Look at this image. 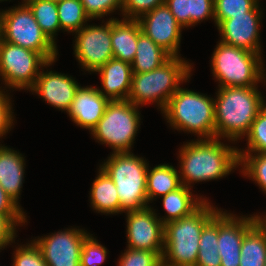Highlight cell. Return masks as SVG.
I'll use <instances>...</instances> for the list:
<instances>
[{"mask_svg":"<svg viewBox=\"0 0 266 266\" xmlns=\"http://www.w3.org/2000/svg\"><path fill=\"white\" fill-rule=\"evenodd\" d=\"M89 234L81 229H66L33 240L47 266H80L83 241Z\"/></svg>","mask_w":266,"mask_h":266,"instance_id":"cell-12","label":"cell"},{"mask_svg":"<svg viewBox=\"0 0 266 266\" xmlns=\"http://www.w3.org/2000/svg\"><path fill=\"white\" fill-rule=\"evenodd\" d=\"M190 26L212 17L214 19V0H189Z\"/></svg>","mask_w":266,"mask_h":266,"instance_id":"cell-39","label":"cell"},{"mask_svg":"<svg viewBox=\"0 0 266 266\" xmlns=\"http://www.w3.org/2000/svg\"><path fill=\"white\" fill-rule=\"evenodd\" d=\"M90 194L91 205L96 211L104 214L122 212L116 185L101 167Z\"/></svg>","mask_w":266,"mask_h":266,"instance_id":"cell-22","label":"cell"},{"mask_svg":"<svg viewBox=\"0 0 266 266\" xmlns=\"http://www.w3.org/2000/svg\"><path fill=\"white\" fill-rule=\"evenodd\" d=\"M195 266H221L218 253V212L202 229Z\"/></svg>","mask_w":266,"mask_h":266,"instance_id":"cell-27","label":"cell"},{"mask_svg":"<svg viewBox=\"0 0 266 266\" xmlns=\"http://www.w3.org/2000/svg\"><path fill=\"white\" fill-rule=\"evenodd\" d=\"M239 266H265L266 228L258 220L244 235Z\"/></svg>","mask_w":266,"mask_h":266,"instance_id":"cell-24","label":"cell"},{"mask_svg":"<svg viewBox=\"0 0 266 266\" xmlns=\"http://www.w3.org/2000/svg\"><path fill=\"white\" fill-rule=\"evenodd\" d=\"M258 221L257 215L234 217L218 211V253L221 266H239L240 249L245 233Z\"/></svg>","mask_w":266,"mask_h":266,"instance_id":"cell-14","label":"cell"},{"mask_svg":"<svg viewBox=\"0 0 266 266\" xmlns=\"http://www.w3.org/2000/svg\"><path fill=\"white\" fill-rule=\"evenodd\" d=\"M257 217H258V220L264 225V227L266 228V216L264 217V218H262V217H260V216H258L257 215Z\"/></svg>","mask_w":266,"mask_h":266,"instance_id":"cell-43","label":"cell"},{"mask_svg":"<svg viewBox=\"0 0 266 266\" xmlns=\"http://www.w3.org/2000/svg\"><path fill=\"white\" fill-rule=\"evenodd\" d=\"M13 266H47L38 246L32 241L29 245L17 248Z\"/></svg>","mask_w":266,"mask_h":266,"instance_id":"cell-35","label":"cell"},{"mask_svg":"<svg viewBox=\"0 0 266 266\" xmlns=\"http://www.w3.org/2000/svg\"><path fill=\"white\" fill-rule=\"evenodd\" d=\"M172 56L159 47L143 32L138 35L135 58L131 63L133 73L150 72L168 61Z\"/></svg>","mask_w":266,"mask_h":266,"instance_id":"cell-25","label":"cell"},{"mask_svg":"<svg viewBox=\"0 0 266 266\" xmlns=\"http://www.w3.org/2000/svg\"><path fill=\"white\" fill-rule=\"evenodd\" d=\"M79 88L77 81L68 75L42 71L30 90L51 106L68 113Z\"/></svg>","mask_w":266,"mask_h":266,"instance_id":"cell-17","label":"cell"},{"mask_svg":"<svg viewBox=\"0 0 266 266\" xmlns=\"http://www.w3.org/2000/svg\"><path fill=\"white\" fill-rule=\"evenodd\" d=\"M165 4V0H123L122 13L124 19L138 20L141 15Z\"/></svg>","mask_w":266,"mask_h":266,"instance_id":"cell-36","label":"cell"},{"mask_svg":"<svg viewBox=\"0 0 266 266\" xmlns=\"http://www.w3.org/2000/svg\"><path fill=\"white\" fill-rule=\"evenodd\" d=\"M96 72L101 76L99 92L109 101L128 100L132 82V66L128 62L112 58Z\"/></svg>","mask_w":266,"mask_h":266,"instance_id":"cell-19","label":"cell"},{"mask_svg":"<svg viewBox=\"0 0 266 266\" xmlns=\"http://www.w3.org/2000/svg\"><path fill=\"white\" fill-rule=\"evenodd\" d=\"M138 112L129 100L109 101L91 134L98 142L111 146L114 153L130 152L139 128Z\"/></svg>","mask_w":266,"mask_h":266,"instance_id":"cell-9","label":"cell"},{"mask_svg":"<svg viewBox=\"0 0 266 266\" xmlns=\"http://www.w3.org/2000/svg\"><path fill=\"white\" fill-rule=\"evenodd\" d=\"M90 19L101 18L118 8L122 10L123 0H80Z\"/></svg>","mask_w":266,"mask_h":266,"instance_id":"cell-37","label":"cell"},{"mask_svg":"<svg viewBox=\"0 0 266 266\" xmlns=\"http://www.w3.org/2000/svg\"><path fill=\"white\" fill-rule=\"evenodd\" d=\"M180 173L168 164H160L147 170L146 194L148 202L157 196H163L182 186Z\"/></svg>","mask_w":266,"mask_h":266,"instance_id":"cell-26","label":"cell"},{"mask_svg":"<svg viewBox=\"0 0 266 266\" xmlns=\"http://www.w3.org/2000/svg\"><path fill=\"white\" fill-rule=\"evenodd\" d=\"M255 155V156H254ZM238 153L243 175L252 178L266 192V154Z\"/></svg>","mask_w":266,"mask_h":266,"instance_id":"cell-31","label":"cell"},{"mask_svg":"<svg viewBox=\"0 0 266 266\" xmlns=\"http://www.w3.org/2000/svg\"><path fill=\"white\" fill-rule=\"evenodd\" d=\"M258 2L259 0H214V22L218 25L233 16L244 15Z\"/></svg>","mask_w":266,"mask_h":266,"instance_id":"cell-32","label":"cell"},{"mask_svg":"<svg viewBox=\"0 0 266 266\" xmlns=\"http://www.w3.org/2000/svg\"><path fill=\"white\" fill-rule=\"evenodd\" d=\"M49 1L59 2V1H62V0H49Z\"/></svg>","mask_w":266,"mask_h":266,"instance_id":"cell-44","label":"cell"},{"mask_svg":"<svg viewBox=\"0 0 266 266\" xmlns=\"http://www.w3.org/2000/svg\"><path fill=\"white\" fill-rule=\"evenodd\" d=\"M163 113L172 127L215 138L214 99L181 87L170 98Z\"/></svg>","mask_w":266,"mask_h":266,"instance_id":"cell-6","label":"cell"},{"mask_svg":"<svg viewBox=\"0 0 266 266\" xmlns=\"http://www.w3.org/2000/svg\"><path fill=\"white\" fill-rule=\"evenodd\" d=\"M191 65L180 56H172L160 67L145 73H133L128 100L135 106L157 102L161 111L180 88L179 84L190 77Z\"/></svg>","mask_w":266,"mask_h":266,"instance_id":"cell-4","label":"cell"},{"mask_svg":"<svg viewBox=\"0 0 266 266\" xmlns=\"http://www.w3.org/2000/svg\"><path fill=\"white\" fill-rule=\"evenodd\" d=\"M165 4L182 28L190 26L189 0H165Z\"/></svg>","mask_w":266,"mask_h":266,"instance_id":"cell-40","label":"cell"},{"mask_svg":"<svg viewBox=\"0 0 266 266\" xmlns=\"http://www.w3.org/2000/svg\"><path fill=\"white\" fill-rule=\"evenodd\" d=\"M35 20L48 39L55 44V34L61 30L57 12V2L49 0H24Z\"/></svg>","mask_w":266,"mask_h":266,"instance_id":"cell-28","label":"cell"},{"mask_svg":"<svg viewBox=\"0 0 266 266\" xmlns=\"http://www.w3.org/2000/svg\"><path fill=\"white\" fill-rule=\"evenodd\" d=\"M142 32L138 20L111 18L113 58L132 63L137 50L138 35Z\"/></svg>","mask_w":266,"mask_h":266,"instance_id":"cell-20","label":"cell"},{"mask_svg":"<svg viewBox=\"0 0 266 266\" xmlns=\"http://www.w3.org/2000/svg\"><path fill=\"white\" fill-rule=\"evenodd\" d=\"M40 53L0 39V76L10 88L31 89L40 67L50 66Z\"/></svg>","mask_w":266,"mask_h":266,"instance_id":"cell-10","label":"cell"},{"mask_svg":"<svg viewBox=\"0 0 266 266\" xmlns=\"http://www.w3.org/2000/svg\"><path fill=\"white\" fill-rule=\"evenodd\" d=\"M76 33L74 54L83 69L96 72L113 58L111 19L103 26H83Z\"/></svg>","mask_w":266,"mask_h":266,"instance_id":"cell-11","label":"cell"},{"mask_svg":"<svg viewBox=\"0 0 266 266\" xmlns=\"http://www.w3.org/2000/svg\"><path fill=\"white\" fill-rule=\"evenodd\" d=\"M142 32L171 56H179L181 29L166 4L138 19Z\"/></svg>","mask_w":266,"mask_h":266,"instance_id":"cell-16","label":"cell"},{"mask_svg":"<svg viewBox=\"0 0 266 266\" xmlns=\"http://www.w3.org/2000/svg\"><path fill=\"white\" fill-rule=\"evenodd\" d=\"M16 225L5 215L0 213V245L4 248L15 238Z\"/></svg>","mask_w":266,"mask_h":266,"instance_id":"cell-42","label":"cell"},{"mask_svg":"<svg viewBox=\"0 0 266 266\" xmlns=\"http://www.w3.org/2000/svg\"><path fill=\"white\" fill-rule=\"evenodd\" d=\"M219 140L200 137V140L187 142L181 147L179 173L182 174V185L190 188L192 182L220 179L240 165L238 148L225 146Z\"/></svg>","mask_w":266,"mask_h":266,"instance_id":"cell-1","label":"cell"},{"mask_svg":"<svg viewBox=\"0 0 266 266\" xmlns=\"http://www.w3.org/2000/svg\"><path fill=\"white\" fill-rule=\"evenodd\" d=\"M21 209L0 185V213L5 214L15 225H18L26 221V216Z\"/></svg>","mask_w":266,"mask_h":266,"instance_id":"cell-38","label":"cell"},{"mask_svg":"<svg viewBox=\"0 0 266 266\" xmlns=\"http://www.w3.org/2000/svg\"><path fill=\"white\" fill-rule=\"evenodd\" d=\"M260 55L220 41L211 61L219 87H255L265 79Z\"/></svg>","mask_w":266,"mask_h":266,"instance_id":"cell-7","label":"cell"},{"mask_svg":"<svg viewBox=\"0 0 266 266\" xmlns=\"http://www.w3.org/2000/svg\"><path fill=\"white\" fill-rule=\"evenodd\" d=\"M262 11L259 2L244 15L233 16L221 21L217 27L222 43L261 54L259 27Z\"/></svg>","mask_w":266,"mask_h":266,"instance_id":"cell-15","label":"cell"},{"mask_svg":"<svg viewBox=\"0 0 266 266\" xmlns=\"http://www.w3.org/2000/svg\"><path fill=\"white\" fill-rule=\"evenodd\" d=\"M219 210L207 200L190 216L164 225V266H195L204 226Z\"/></svg>","mask_w":266,"mask_h":266,"instance_id":"cell-3","label":"cell"},{"mask_svg":"<svg viewBox=\"0 0 266 266\" xmlns=\"http://www.w3.org/2000/svg\"><path fill=\"white\" fill-rule=\"evenodd\" d=\"M151 207L127 212L128 248L164 251V224Z\"/></svg>","mask_w":266,"mask_h":266,"instance_id":"cell-13","label":"cell"},{"mask_svg":"<svg viewBox=\"0 0 266 266\" xmlns=\"http://www.w3.org/2000/svg\"><path fill=\"white\" fill-rule=\"evenodd\" d=\"M147 162L132 152L113 153L100 166L113 180L122 212L148 207L146 194Z\"/></svg>","mask_w":266,"mask_h":266,"instance_id":"cell-5","label":"cell"},{"mask_svg":"<svg viewBox=\"0 0 266 266\" xmlns=\"http://www.w3.org/2000/svg\"><path fill=\"white\" fill-rule=\"evenodd\" d=\"M24 165L22 154L0 145V185L17 204L23 184Z\"/></svg>","mask_w":266,"mask_h":266,"instance_id":"cell-21","label":"cell"},{"mask_svg":"<svg viewBox=\"0 0 266 266\" xmlns=\"http://www.w3.org/2000/svg\"><path fill=\"white\" fill-rule=\"evenodd\" d=\"M107 256V250L90 234L82 245L80 266H100Z\"/></svg>","mask_w":266,"mask_h":266,"instance_id":"cell-34","label":"cell"},{"mask_svg":"<svg viewBox=\"0 0 266 266\" xmlns=\"http://www.w3.org/2000/svg\"><path fill=\"white\" fill-rule=\"evenodd\" d=\"M163 252L128 248L120 257L119 266H162Z\"/></svg>","mask_w":266,"mask_h":266,"instance_id":"cell-33","label":"cell"},{"mask_svg":"<svg viewBox=\"0 0 266 266\" xmlns=\"http://www.w3.org/2000/svg\"><path fill=\"white\" fill-rule=\"evenodd\" d=\"M246 135L248 150H238V153L266 154V104L259 111Z\"/></svg>","mask_w":266,"mask_h":266,"instance_id":"cell-30","label":"cell"},{"mask_svg":"<svg viewBox=\"0 0 266 266\" xmlns=\"http://www.w3.org/2000/svg\"><path fill=\"white\" fill-rule=\"evenodd\" d=\"M5 92L0 91V137L5 135L13 125V115L10 99Z\"/></svg>","mask_w":266,"mask_h":266,"instance_id":"cell-41","label":"cell"},{"mask_svg":"<svg viewBox=\"0 0 266 266\" xmlns=\"http://www.w3.org/2000/svg\"><path fill=\"white\" fill-rule=\"evenodd\" d=\"M193 198L190 188L185 185L163 195V207L168 216H165L166 218L164 219L160 218L161 222L165 225L169 222L190 216L206 201V199Z\"/></svg>","mask_w":266,"mask_h":266,"instance_id":"cell-23","label":"cell"},{"mask_svg":"<svg viewBox=\"0 0 266 266\" xmlns=\"http://www.w3.org/2000/svg\"><path fill=\"white\" fill-rule=\"evenodd\" d=\"M214 99L215 138L237 141L246 136L265 105L257 87H219Z\"/></svg>","mask_w":266,"mask_h":266,"instance_id":"cell-2","label":"cell"},{"mask_svg":"<svg viewBox=\"0 0 266 266\" xmlns=\"http://www.w3.org/2000/svg\"><path fill=\"white\" fill-rule=\"evenodd\" d=\"M0 39L38 52L47 61L56 60V44L44 34L25 3L0 12Z\"/></svg>","mask_w":266,"mask_h":266,"instance_id":"cell-8","label":"cell"},{"mask_svg":"<svg viewBox=\"0 0 266 266\" xmlns=\"http://www.w3.org/2000/svg\"><path fill=\"white\" fill-rule=\"evenodd\" d=\"M60 27L69 32H77L89 21L80 0H62L57 2Z\"/></svg>","mask_w":266,"mask_h":266,"instance_id":"cell-29","label":"cell"},{"mask_svg":"<svg viewBox=\"0 0 266 266\" xmlns=\"http://www.w3.org/2000/svg\"><path fill=\"white\" fill-rule=\"evenodd\" d=\"M108 102L99 88L80 86L68 114L78 126L91 131L102 118Z\"/></svg>","mask_w":266,"mask_h":266,"instance_id":"cell-18","label":"cell"}]
</instances>
